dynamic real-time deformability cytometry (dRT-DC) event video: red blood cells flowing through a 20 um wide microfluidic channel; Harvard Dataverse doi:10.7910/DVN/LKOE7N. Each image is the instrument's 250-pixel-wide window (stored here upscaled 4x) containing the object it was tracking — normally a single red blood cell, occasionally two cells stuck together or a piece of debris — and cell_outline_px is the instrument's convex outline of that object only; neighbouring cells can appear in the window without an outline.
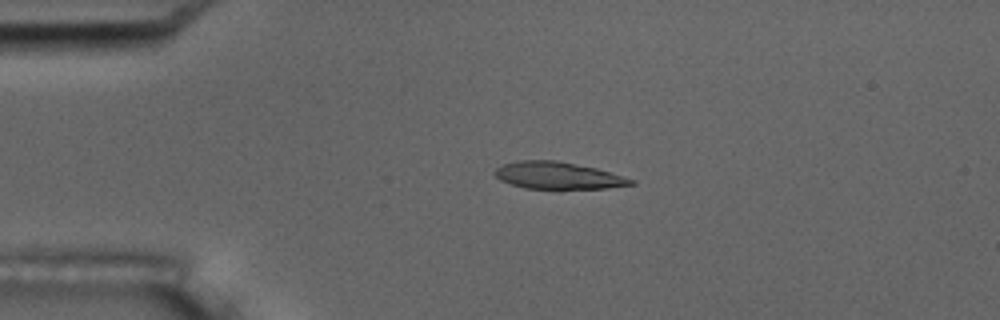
{"species": "common noctule bat (a hibernating species)", "species_latin": "Nyctalus noctula", "temperature_condition": "room temperature", "stored_images_in_passage": 56, "camera_frame_rate_fps": 3000, "um_per_image_px": 0.085, "animal": {"sex": "male", "body_mass_g": 17.5, "forearm_length_mm": 52.3}, "frame": {"image": 1, "passage_image": 13, "time_ms": 4.0, "image_size_px": [1000, 320], "cell_outline_px": [[636, 184], [608, 188], [524, 188], [500, 180], [492, 172], [496, 168], [504, 164], [520, 160], [556, 160], [596, 168], [636, 180]], "centroid_in_image_um": [47.43, 14.91], "position_along_channel_um": 37.6, "area_um2": 21.27}}
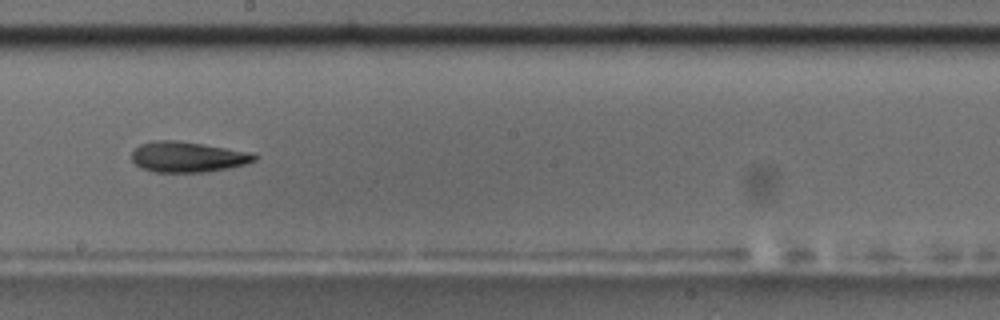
{"frame": {"image": 2, "passage_image": 32, "time_ms": 10.333, "image_size_px": [1000, 320], "cell_outline_px": [[256, 160], [244, 164], [228, 168], [208, 172], [156, 172], [140, 168], [132, 160], [132, 152], [140, 144], [152, 140], [176, 140], [204, 144], [252, 152], [256, 156]], "centroid_in_image_um": [15.94, 13.33], "position_along_channel_um": 232.3, "area_um2": 21.91}}
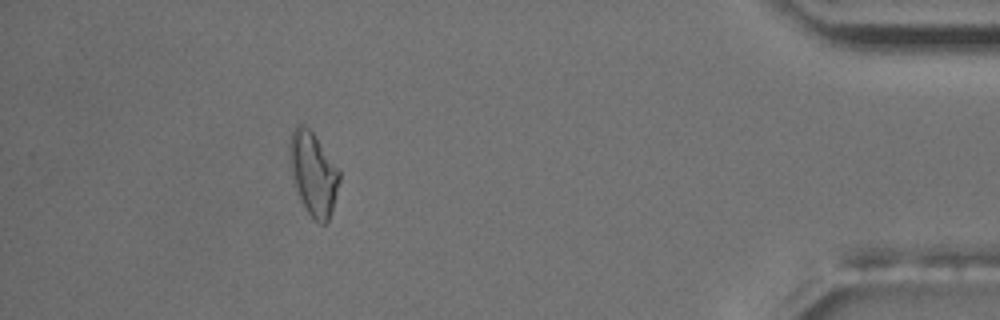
{"frame": {"image": 3, "passage_image": 51, "time_ms": 16.667, "image_size_px": [1000, 320], "cell_outline_px": [[340, 180], [332, 208], [328, 220], [324, 224], [320, 224], [308, 212], [300, 200], [292, 180], [288, 164], [288, 140], [296, 124], [300, 124], [308, 128], [316, 136], [340, 168]], "centroid_in_image_um": [26.6, 14.7], "position_along_channel_um": 408.6, "area_um2": 24.57}, "authors_computed_cell_mechanics": {"area_um2": 21.8195, "velocity_mm_per_s": 3.6114, "shape_relaxation_time_tau1_ms": 6.8691, "shape_relaxation_time_tau2_ms": 2.0546, "deformation_change_tau1": 0.2054, "deformation_change_tau2": 0.0958}}